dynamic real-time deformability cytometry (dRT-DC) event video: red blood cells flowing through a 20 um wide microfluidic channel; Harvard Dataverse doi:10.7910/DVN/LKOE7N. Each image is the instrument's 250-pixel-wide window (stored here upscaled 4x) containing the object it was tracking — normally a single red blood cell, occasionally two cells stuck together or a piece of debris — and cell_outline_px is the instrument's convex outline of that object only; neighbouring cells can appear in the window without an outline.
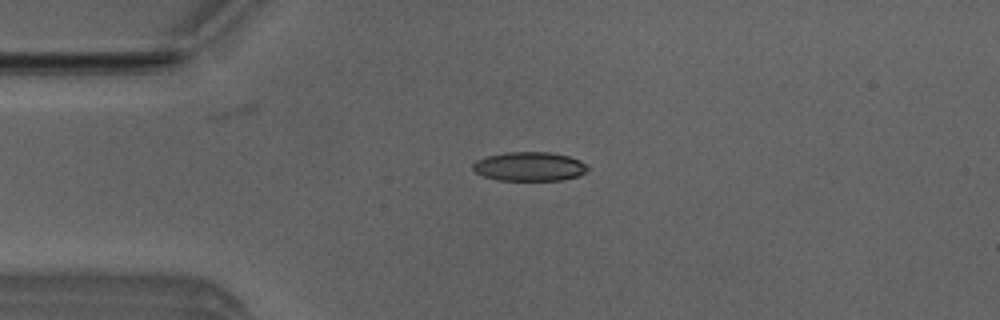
{"species": "Egyptian fruit bat (a non-hibernating species)", "species_latin": "Rousettus aegyptiacus", "temperature_condition": "room temperature", "stored_images_in_passage": 9, "camera_frame_rate_fps": 3000, "um_per_image_px": 0.085, "animal": {"sex": "male"}, "frame": {"image": 1, "passage_image": 4, "time_ms": 1.0, "image_size_px": [1000, 320], "cell_outline_px": [[588, 168], [584, 172], [576, 176], [564, 180], [500, 180], [484, 176], [476, 172], [472, 168], [472, 164], [476, 160], [488, 156], [508, 152], [548, 152], [568, 156], [580, 160]], "centroid_in_image_um": [44.98, 14.15], "position_along_channel_um": 40.0, "area_um2": 19.19}}
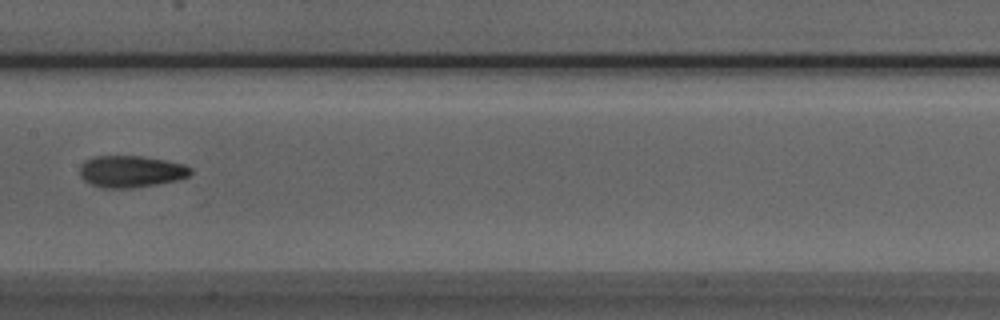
{"frame": {"image": 2, "passage_image": 8, "time_ms": 2.333, "image_size_px": [1000, 320], "cell_outline_px": [[192, 172], [188, 176], [180, 180], [132, 188], [100, 188], [84, 180], [80, 176], [80, 168], [88, 160], [96, 156], [140, 156], [164, 160], [184, 164], [192, 168]], "centroid_in_image_um": [11.17, 14.59], "position_along_channel_um": 196.2, "area_um2": 20.4}}
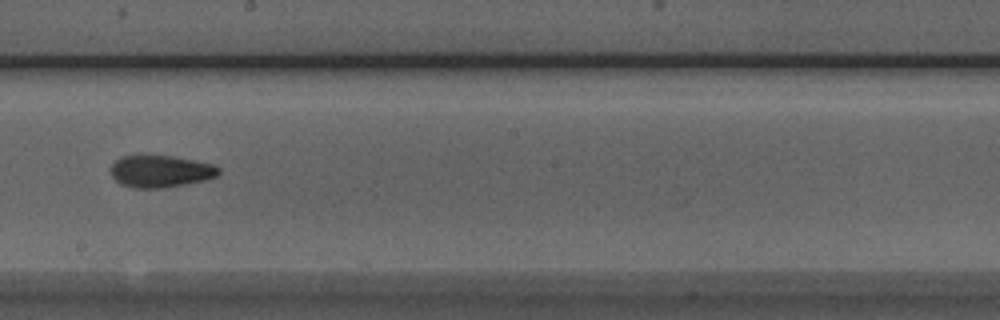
{"frame": {"image": 3, "passage_image": 9, "time_ms": 2.667, "image_size_px": [1000, 320], "cell_outline_px": [[220, 172], [216, 176], [208, 180], [160, 188], [136, 188], [120, 184], [112, 176], [108, 168], [116, 160], [124, 156], [172, 156], [216, 164], [220, 168]], "centroid_in_image_um": [13.66, 14.56], "position_along_channel_um": 234.5, "area_um2": 20.23}}